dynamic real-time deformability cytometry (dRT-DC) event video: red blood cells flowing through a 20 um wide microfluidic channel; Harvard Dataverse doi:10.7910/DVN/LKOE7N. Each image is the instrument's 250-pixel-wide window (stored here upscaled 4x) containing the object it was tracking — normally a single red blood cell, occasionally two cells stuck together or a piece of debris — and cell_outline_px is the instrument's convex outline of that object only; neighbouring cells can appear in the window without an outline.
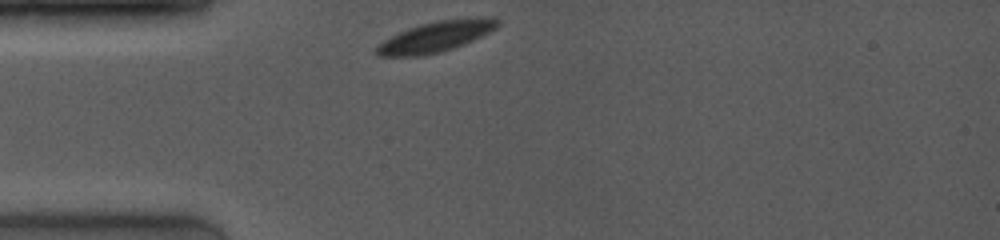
{"species": "common noctule bat (a hibernating species)", "species_latin": "Nyctalus noctula", "temperature_condition": "room temperature", "stored_images_in_passage": 16, "camera_frame_rate_fps": 4000, "um_per_image_px": 0.085, "animal": {"sex": "female", "body_mass_g": 19.0, "forearm_length_mm": 53.3}, "frame": {"image": 1, "passage_image": 1, "time_ms": 0.0, "image_size_px": [1000, 240], "cell_outline_px": [[500, 24], [496, 28], [464, 44], [440, 52], [420, 56], [380, 56], [376, 52], [376, 44], [408, 28], [420, 24], [436, 20], [488, 16], [492, 16], [500, 20]], "centroid_in_image_um": [37.07, 3.09], "position_along_channel_um": 47.9, "area_um2": 21.56}}
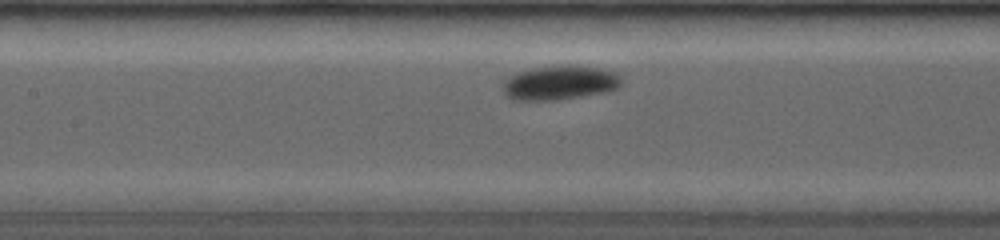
{"frame": {"image": 2, "passage_image": 12, "time_ms": 3.25, "image_size_px": [1000, 240], "cell_outline_px": [[624, 80], [620, 88], [608, 92], [584, 96], [556, 100], [516, 100], [508, 96], [504, 92], [504, 80], [520, 72], [536, 68], [564, 64], [572, 64], [596, 68], [616, 72]], "centroid_in_image_um": [47.68, 7.03], "position_along_channel_um": 159.7, "area_um2": 23.76}}